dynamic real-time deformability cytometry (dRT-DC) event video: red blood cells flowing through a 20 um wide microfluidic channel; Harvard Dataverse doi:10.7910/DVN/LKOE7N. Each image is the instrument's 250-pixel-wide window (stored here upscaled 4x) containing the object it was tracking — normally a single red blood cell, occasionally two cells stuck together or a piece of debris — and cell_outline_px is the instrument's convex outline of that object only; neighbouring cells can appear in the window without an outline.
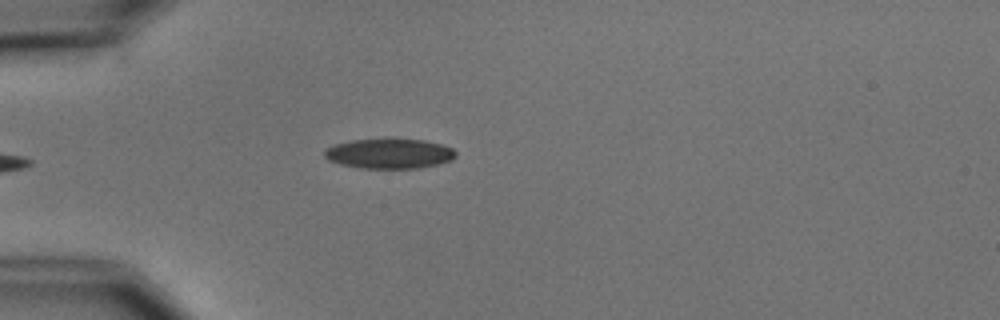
{"species": "common noctule bat (a hibernating species)", "species_latin": "Nyctalus noctula", "temperature_condition": "cold", "stored_images_in_passage": 5, "camera_frame_rate_fps": 3000, "um_per_image_px": 0.085, "animal": {"sex": "male", "body_mass_g": 15.6}, "frame": {"image": 1, "passage_image": 4, "time_ms": 4.667, "image_size_px": [1000, 320], "cell_outline_px": [[456, 156], [452, 160], [440, 164], [420, 168], [360, 168], [340, 164], [328, 160], [324, 156], [324, 148], [332, 144], [352, 140], [388, 136], [392, 136], [424, 140], [440, 144], [452, 148], [456, 152]], "centroid_in_image_um": [33.07, 13.01], "position_along_channel_um": 51.9, "area_um2": 23.93}}